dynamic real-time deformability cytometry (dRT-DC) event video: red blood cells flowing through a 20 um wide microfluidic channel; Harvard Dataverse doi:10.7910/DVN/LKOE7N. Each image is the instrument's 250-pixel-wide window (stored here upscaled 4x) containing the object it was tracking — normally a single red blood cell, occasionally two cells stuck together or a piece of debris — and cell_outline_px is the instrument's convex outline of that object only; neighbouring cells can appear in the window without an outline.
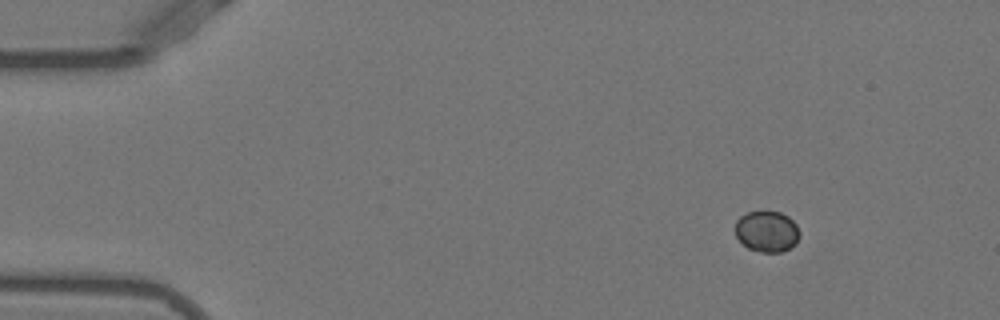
{"species": "Egyptian fruit bat (a non-hibernating species)", "species_latin": "Rousettus aegyptiacus", "temperature_condition": "warm", "stored_images_in_passage": 20, "camera_frame_rate_fps": 3000, "um_per_image_px": 0.085, "animal": {"sex": "female"}, "frame": {"image": 1, "passage_image": 1, "time_ms": 0.0, "image_size_px": [1000, 320], "cell_outline_px": [[800, 236], [796, 244], [780, 252], [760, 252], [748, 248], [736, 236], [736, 220], [740, 216], [748, 212], [780, 212], [788, 216], [796, 224], [800, 232]], "centroid_in_image_um": [65.2, 19.67], "position_along_channel_um": 19.8, "area_um2": 15.32}}
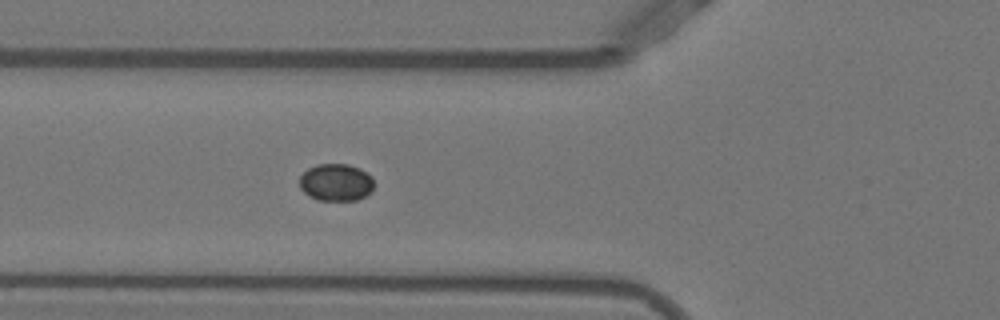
{"frame": {"image": 2, "passage_image": 14, "time_ms": 4.333, "image_size_px": [1000, 320], "cell_outline_px": [[376, 184], [372, 192], [356, 200], [316, 200], [308, 196], [300, 188], [300, 176], [308, 168], [316, 164], [348, 164], [360, 168], [372, 176]], "centroid_in_image_um": [28.59, 15.5], "position_along_channel_um": 97.2, "area_um2": 16.47}}
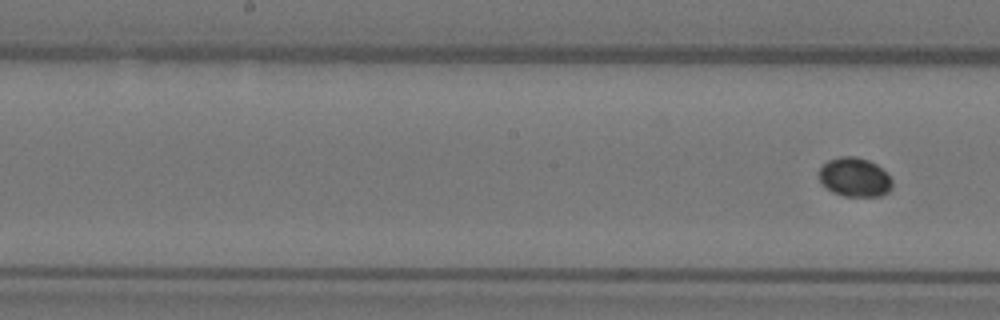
{"frame": {"image": 3, "passage_image": 20, "time_ms": 6.333, "image_size_px": [1000, 320], "cell_outline_px": [[892, 188], [888, 192], [880, 196], [844, 196], [832, 192], [820, 180], [820, 168], [828, 160], [840, 156], [856, 156], [868, 160], [876, 164], [892, 180]], "centroid_in_image_um": [72.65, 15.06], "position_along_channel_um": 175.5, "area_um2": 16.47}}